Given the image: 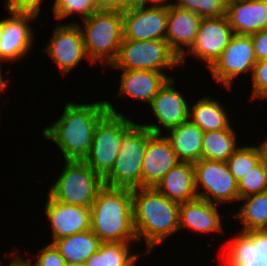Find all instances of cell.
<instances>
[{
  "mask_svg": "<svg viewBox=\"0 0 267 266\" xmlns=\"http://www.w3.org/2000/svg\"><path fill=\"white\" fill-rule=\"evenodd\" d=\"M48 195L57 202L91 208L98 192L105 186L103 178L85 161L64 160L63 170Z\"/></svg>",
  "mask_w": 267,
  "mask_h": 266,
  "instance_id": "6",
  "label": "cell"
},
{
  "mask_svg": "<svg viewBox=\"0 0 267 266\" xmlns=\"http://www.w3.org/2000/svg\"><path fill=\"white\" fill-rule=\"evenodd\" d=\"M4 61L3 60H1L0 59V94L2 93V92H4L5 93V90H6V88L8 89V83H10V81L8 82L7 81V79L5 80V76L3 75V71L4 70H2V63H3Z\"/></svg>",
  "mask_w": 267,
  "mask_h": 266,
  "instance_id": "42",
  "label": "cell"
},
{
  "mask_svg": "<svg viewBox=\"0 0 267 266\" xmlns=\"http://www.w3.org/2000/svg\"><path fill=\"white\" fill-rule=\"evenodd\" d=\"M148 142V128L136 123L123 137L111 171L103 178L113 188L142 187V164Z\"/></svg>",
  "mask_w": 267,
  "mask_h": 266,
  "instance_id": "7",
  "label": "cell"
},
{
  "mask_svg": "<svg viewBox=\"0 0 267 266\" xmlns=\"http://www.w3.org/2000/svg\"><path fill=\"white\" fill-rule=\"evenodd\" d=\"M155 188L169 200L179 204L197 199L193 163L180 162Z\"/></svg>",
  "mask_w": 267,
  "mask_h": 266,
  "instance_id": "23",
  "label": "cell"
},
{
  "mask_svg": "<svg viewBox=\"0 0 267 266\" xmlns=\"http://www.w3.org/2000/svg\"><path fill=\"white\" fill-rule=\"evenodd\" d=\"M180 161L164 134L148 129V142L142 164V187L155 188L163 177Z\"/></svg>",
  "mask_w": 267,
  "mask_h": 266,
  "instance_id": "18",
  "label": "cell"
},
{
  "mask_svg": "<svg viewBox=\"0 0 267 266\" xmlns=\"http://www.w3.org/2000/svg\"><path fill=\"white\" fill-rule=\"evenodd\" d=\"M243 145H240L226 161L237 182L263 161L259 145Z\"/></svg>",
  "mask_w": 267,
  "mask_h": 266,
  "instance_id": "30",
  "label": "cell"
},
{
  "mask_svg": "<svg viewBox=\"0 0 267 266\" xmlns=\"http://www.w3.org/2000/svg\"><path fill=\"white\" fill-rule=\"evenodd\" d=\"M144 5V0H122V12L130 7H138Z\"/></svg>",
  "mask_w": 267,
  "mask_h": 266,
  "instance_id": "40",
  "label": "cell"
},
{
  "mask_svg": "<svg viewBox=\"0 0 267 266\" xmlns=\"http://www.w3.org/2000/svg\"><path fill=\"white\" fill-rule=\"evenodd\" d=\"M226 17L234 34L267 29V0H227Z\"/></svg>",
  "mask_w": 267,
  "mask_h": 266,
  "instance_id": "22",
  "label": "cell"
},
{
  "mask_svg": "<svg viewBox=\"0 0 267 266\" xmlns=\"http://www.w3.org/2000/svg\"><path fill=\"white\" fill-rule=\"evenodd\" d=\"M257 61L267 59V29L251 34Z\"/></svg>",
  "mask_w": 267,
  "mask_h": 266,
  "instance_id": "37",
  "label": "cell"
},
{
  "mask_svg": "<svg viewBox=\"0 0 267 266\" xmlns=\"http://www.w3.org/2000/svg\"><path fill=\"white\" fill-rule=\"evenodd\" d=\"M234 35L226 15L220 17L202 18L199 30L192 47L180 58V66L186 64L190 55L206 63L208 69L220 57L223 50L229 45ZM205 61V62H204Z\"/></svg>",
  "mask_w": 267,
  "mask_h": 266,
  "instance_id": "14",
  "label": "cell"
},
{
  "mask_svg": "<svg viewBox=\"0 0 267 266\" xmlns=\"http://www.w3.org/2000/svg\"><path fill=\"white\" fill-rule=\"evenodd\" d=\"M170 1V2H169ZM174 0H144V5H153V6H170Z\"/></svg>",
  "mask_w": 267,
  "mask_h": 266,
  "instance_id": "41",
  "label": "cell"
},
{
  "mask_svg": "<svg viewBox=\"0 0 267 266\" xmlns=\"http://www.w3.org/2000/svg\"><path fill=\"white\" fill-rule=\"evenodd\" d=\"M181 68L179 57L165 40L133 41L123 39L116 60L109 66L114 70H150L163 73Z\"/></svg>",
  "mask_w": 267,
  "mask_h": 266,
  "instance_id": "8",
  "label": "cell"
},
{
  "mask_svg": "<svg viewBox=\"0 0 267 266\" xmlns=\"http://www.w3.org/2000/svg\"><path fill=\"white\" fill-rule=\"evenodd\" d=\"M45 0H6L5 6L9 12H31L41 15V6Z\"/></svg>",
  "mask_w": 267,
  "mask_h": 266,
  "instance_id": "36",
  "label": "cell"
},
{
  "mask_svg": "<svg viewBox=\"0 0 267 266\" xmlns=\"http://www.w3.org/2000/svg\"><path fill=\"white\" fill-rule=\"evenodd\" d=\"M66 266H84L83 264L67 263Z\"/></svg>",
  "mask_w": 267,
  "mask_h": 266,
  "instance_id": "44",
  "label": "cell"
},
{
  "mask_svg": "<svg viewBox=\"0 0 267 266\" xmlns=\"http://www.w3.org/2000/svg\"><path fill=\"white\" fill-rule=\"evenodd\" d=\"M251 101L257 99H267V59L257 61L253 67Z\"/></svg>",
  "mask_w": 267,
  "mask_h": 266,
  "instance_id": "34",
  "label": "cell"
},
{
  "mask_svg": "<svg viewBox=\"0 0 267 266\" xmlns=\"http://www.w3.org/2000/svg\"><path fill=\"white\" fill-rule=\"evenodd\" d=\"M173 4L202 18L226 15L227 0H174Z\"/></svg>",
  "mask_w": 267,
  "mask_h": 266,
  "instance_id": "32",
  "label": "cell"
},
{
  "mask_svg": "<svg viewBox=\"0 0 267 266\" xmlns=\"http://www.w3.org/2000/svg\"><path fill=\"white\" fill-rule=\"evenodd\" d=\"M123 39L144 41L165 40L168 7L141 5L122 12Z\"/></svg>",
  "mask_w": 267,
  "mask_h": 266,
  "instance_id": "15",
  "label": "cell"
},
{
  "mask_svg": "<svg viewBox=\"0 0 267 266\" xmlns=\"http://www.w3.org/2000/svg\"><path fill=\"white\" fill-rule=\"evenodd\" d=\"M53 1H54V3H53L52 8H54L61 0H53Z\"/></svg>",
  "mask_w": 267,
  "mask_h": 266,
  "instance_id": "45",
  "label": "cell"
},
{
  "mask_svg": "<svg viewBox=\"0 0 267 266\" xmlns=\"http://www.w3.org/2000/svg\"><path fill=\"white\" fill-rule=\"evenodd\" d=\"M91 230L102 243L134 242L132 189L104 186L91 207Z\"/></svg>",
  "mask_w": 267,
  "mask_h": 266,
  "instance_id": "3",
  "label": "cell"
},
{
  "mask_svg": "<svg viewBox=\"0 0 267 266\" xmlns=\"http://www.w3.org/2000/svg\"><path fill=\"white\" fill-rule=\"evenodd\" d=\"M234 122L227 128L219 131L203 133L202 158L206 160L227 161L238 149V134L233 128Z\"/></svg>",
  "mask_w": 267,
  "mask_h": 266,
  "instance_id": "28",
  "label": "cell"
},
{
  "mask_svg": "<svg viewBox=\"0 0 267 266\" xmlns=\"http://www.w3.org/2000/svg\"><path fill=\"white\" fill-rule=\"evenodd\" d=\"M44 215L50 223L51 242L73 234L91 229V208L78 205H67L54 201L46 195Z\"/></svg>",
  "mask_w": 267,
  "mask_h": 266,
  "instance_id": "17",
  "label": "cell"
},
{
  "mask_svg": "<svg viewBox=\"0 0 267 266\" xmlns=\"http://www.w3.org/2000/svg\"><path fill=\"white\" fill-rule=\"evenodd\" d=\"M38 251V255H34L35 259L34 257H29L31 261L34 262L35 260L33 263L35 266H66L67 264L52 243L45 244Z\"/></svg>",
  "mask_w": 267,
  "mask_h": 266,
  "instance_id": "35",
  "label": "cell"
},
{
  "mask_svg": "<svg viewBox=\"0 0 267 266\" xmlns=\"http://www.w3.org/2000/svg\"><path fill=\"white\" fill-rule=\"evenodd\" d=\"M197 197L212 204L239 203L238 182L226 161L201 158L193 163ZM221 204V205H220Z\"/></svg>",
  "mask_w": 267,
  "mask_h": 266,
  "instance_id": "9",
  "label": "cell"
},
{
  "mask_svg": "<svg viewBox=\"0 0 267 266\" xmlns=\"http://www.w3.org/2000/svg\"><path fill=\"white\" fill-rule=\"evenodd\" d=\"M9 13L0 20V59L6 63L23 60L32 51L36 36L31 25L39 18L31 12Z\"/></svg>",
  "mask_w": 267,
  "mask_h": 266,
  "instance_id": "11",
  "label": "cell"
},
{
  "mask_svg": "<svg viewBox=\"0 0 267 266\" xmlns=\"http://www.w3.org/2000/svg\"><path fill=\"white\" fill-rule=\"evenodd\" d=\"M134 244V245H133ZM133 242L101 243L99 249L85 262L84 266H137L139 257ZM135 251H133V250ZM132 251V252H131Z\"/></svg>",
  "mask_w": 267,
  "mask_h": 266,
  "instance_id": "27",
  "label": "cell"
},
{
  "mask_svg": "<svg viewBox=\"0 0 267 266\" xmlns=\"http://www.w3.org/2000/svg\"><path fill=\"white\" fill-rule=\"evenodd\" d=\"M109 112L106 100L89 103L67 102L59 118L42 129L63 160L84 161L88 156L98 122Z\"/></svg>",
  "mask_w": 267,
  "mask_h": 266,
  "instance_id": "1",
  "label": "cell"
},
{
  "mask_svg": "<svg viewBox=\"0 0 267 266\" xmlns=\"http://www.w3.org/2000/svg\"><path fill=\"white\" fill-rule=\"evenodd\" d=\"M109 112L95 127L92 145L85 158L87 165L104 178L113 167L124 135L137 123L124 112L116 110L115 103L106 101Z\"/></svg>",
  "mask_w": 267,
  "mask_h": 266,
  "instance_id": "5",
  "label": "cell"
},
{
  "mask_svg": "<svg viewBox=\"0 0 267 266\" xmlns=\"http://www.w3.org/2000/svg\"><path fill=\"white\" fill-rule=\"evenodd\" d=\"M218 99L204 96L191 103L189 120L197 125L203 132L227 129L234 120L228 115L227 109Z\"/></svg>",
  "mask_w": 267,
  "mask_h": 266,
  "instance_id": "25",
  "label": "cell"
},
{
  "mask_svg": "<svg viewBox=\"0 0 267 266\" xmlns=\"http://www.w3.org/2000/svg\"><path fill=\"white\" fill-rule=\"evenodd\" d=\"M53 29L45 48L42 51L52 60L59 69L61 76H69L73 69L83 60H88L84 48V41L78 23H57Z\"/></svg>",
  "mask_w": 267,
  "mask_h": 266,
  "instance_id": "12",
  "label": "cell"
},
{
  "mask_svg": "<svg viewBox=\"0 0 267 266\" xmlns=\"http://www.w3.org/2000/svg\"><path fill=\"white\" fill-rule=\"evenodd\" d=\"M13 254L12 253L9 254L12 255V259L9 262V265L7 266H35L33 262L30 260V258L26 259H24L23 257L21 258V255L19 253L17 254V251L14 252Z\"/></svg>",
  "mask_w": 267,
  "mask_h": 266,
  "instance_id": "39",
  "label": "cell"
},
{
  "mask_svg": "<svg viewBox=\"0 0 267 266\" xmlns=\"http://www.w3.org/2000/svg\"><path fill=\"white\" fill-rule=\"evenodd\" d=\"M52 10L59 23L77 14L83 20L99 11L95 0H61Z\"/></svg>",
  "mask_w": 267,
  "mask_h": 266,
  "instance_id": "31",
  "label": "cell"
},
{
  "mask_svg": "<svg viewBox=\"0 0 267 266\" xmlns=\"http://www.w3.org/2000/svg\"><path fill=\"white\" fill-rule=\"evenodd\" d=\"M120 86L117 90L122 99L131 98L137 102L150 104L172 75L150 70H121ZM125 97V98H124Z\"/></svg>",
  "mask_w": 267,
  "mask_h": 266,
  "instance_id": "21",
  "label": "cell"
},
{
  "mask_svg": "<svg viewBox=\"0 0 267 266\" xmlns=\"http://www.w3.org/2000/svg\"><path fill=\"white\" fill-rule=\"evenodd\" d=\"M264 137L265 139L261 140V142H258L257 144H259V147L262 153V159L267 165V137L266 135Z\"/></svg>",
  "mask_w": 267,
  "mask_h": 266,
  "instance_id": "43",
  "label": "cell"
},
{
  "mask_svg": "<svg viewBox=\"0 0 267 266\" xmlns=\"http://www.w3.org/2000/svg\"><path fill=\"white\" fill-rule=\"evenodd\" d=\"M132 199L135 233L139 245L144 240V253L149 256L156 246L180 232V204L153 187L132 189Z\"/></svg>",
  "mask_w": 267,
  "mask_h": 266,
  "instance_id": "2",
  "label": "cell"
},
{
  "mask_svg": "<svg viewBox=\"0 0 267 266\" xmlns=\"http://www.w3.org/2000/svg\"><path fill=\"white\" fill-rule=\"evenodd\" d=\"M101 243L91 229L52 242L66 263L73 264H84L99 249Z\"/></svg>",
  "mask_w": 267,
  "mask_h": 266,
  "instance_id": "26",
  "label": "cell"
},
{
  "mask_svg": "<svg viewBox=\"0 0 267 266\" xmlns=\"http://www.w3.org/2000/svg\"><path fill=\"white\" fill-rule=\"evenodd\" d=\"M219 205L212 204L203 199H195L184 202L179 205V230H191L193 233L218 234L222 235L224 231L223 218L220 214Z\"/></svg>",
  "mask_w": 267,
  "mask_h": 266,
  "instance_id": "19",
  "label": "cell"
},
{
  "mask_svg": "<svg viewBox=\"0 0 267 266\" xmlns=\"http://www.w3.org/2000/svg\"><path fill=\"white\" fill-rule=\"evenodd\" d=\"M239 199L267 192V165L262 161L238 182Z\"/></svg>",
  "mask_w": 267,
  "mask_h": 266,
  "instance_id": "33",
  "label": "cell"
},
{
  "mask_svg": "<svg viewBox=\"0 0 267 266\" xmlns=\"http://www.w3.org/2000/svg\"><path fill=\"white\" fill-rule=\"evenodd\" d=\"M202 17L192 11L168 6V19L165 41L179 59L192 47L195 42Z\"/></svg>",
  "mask_w": 267,
  "mask_h": 266,
  "instance_id": "20",
  "label": "cell"
},
{
  "mask_svg": "<svg viewBox=\"0 0 267 266\" xmlns=\"http://www.w3.org/2000/svg\"><path fill=\"white\" fill-rule=\"evenodd\" d=\"M95 4L98 10L122 12V0H95Z\"/></svg>",
  "mask_w": 267,
  "mask_h": 266,
  "instance_id": "38",
  "label": "cell"
},
{
  "mask_svg": "<svg viewBox=\"0 0 267 266\" xmlns=\"http://www.w3.org/2000/svg\"><path fill=\"white\" fill-rule=\"evenodd\" d=\"M81 21L72 23L81 29L88 62L93 66L101 62L107 69L116 60L123 40L122 12L99 10Z\"/></svg>",
  "mask_w": 267,
  "mask_h": 266,
  "instance_id": "4",
  "label": "cell"
},
{
  "mask_svg": "<svg viewBox=\"0 0 267 266\" xmlns=\"http://www.w3.org/2000/svg\"><path fill=\"white\" fill-rule=\"evenodd\" d=\"M175 79H169L149 104L150 112H152L150 114L156 120L154 119V122L149 124L146 121L145 124H141L154 134H164L189 120L190 104L188 102L190 101L174 86L177 82Z\"/></svg>",
  "mask_w": 267,
  "mask_h": 266,
  "instance_id": "13",
  "label": "cell"
},
{
  "mask_svg": "<svg viewBox=\"0 0 267 266\" xmlns=\"http://www.w3.org/2000/svg\"><path fill=\"white\" fill-rule=\"evenodd\" d=\"M203 133L197 125L188 120L164 135L170 141L180 162L195 163L202 158Z\"/></svg>",
  "mask_w": 267,
  "mask_h": 266,
  "instance_id": "24",
  "label": "cell"
},
{
  "mask_svg": "<svg viewBox=\"0 0 267 266\" xmlns=\"http://www.w3.org/2000/svg\"><path fill=\"white\" fill-rule=\"evenodd\" d=\"M256 62L251 35L234 34L209 72L217 84L231 90L239 76L252 75Z\"/></svg>",
  "mask_w": 267,
  "mask_h": 266,
  "instance_id": "10",
  "label": "cell"
},
{
  "mask_svg": "<svg viewBox=\"0 0 267 266\" xmlns=\"http://www.w3.org/2000/svg\"><path fill=\"white\" fill-rule=\"evenodd\" d=\"M240 207L233 213L242 224L241 232L265 230L267 228V192L252 194L239 199Z\"/></svg>",
  "mask_w": 267,
  "mask_h": 266,
  "instance_id": "29",
  "label": "cell"
},
{
  "mask_svg": "<svg viewBox=\"0 0 267 266\" xmlns=\"http://www.w3.org/2000/svg\"><path fill=\"white\" fill-rule=\"evenodd\" d=\"M225 247L224 266H267V231L253 230L232 234Z\"/></svg>",
  "mask_w": 267,
  "mask_h": 266,
  "instance_id": "16",
  "label": "cell"
}]
</instances>
